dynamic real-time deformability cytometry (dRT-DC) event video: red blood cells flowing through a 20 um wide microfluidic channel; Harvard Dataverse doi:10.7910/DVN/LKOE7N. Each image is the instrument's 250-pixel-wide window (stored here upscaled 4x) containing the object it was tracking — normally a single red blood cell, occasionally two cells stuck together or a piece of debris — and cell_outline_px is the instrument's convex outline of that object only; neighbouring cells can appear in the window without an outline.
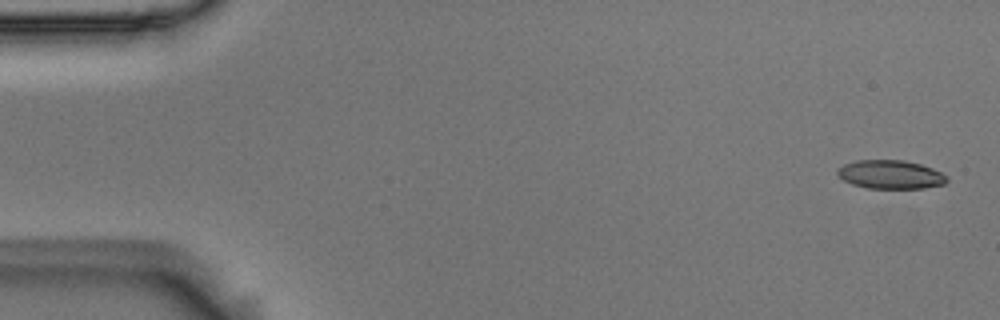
{"species": "Egyptian fruit bat (a non-hibernating species)", "species_latin": "Rousettus aegyptiacus", "temperature_condition": "room temperature", "stored_images_in_passage": 54, "camera_frame_rate_fps": 3000, "um_per_image_px": 0.085, "animal": {"sex": "male"}, "frame": {"image": 1, "passage_image": 1, "time_ms": 0.0, "image_size_px": [1000, 320], "cell_outline_px": [[948, 180], [944, 184], [924, 188], [868, 188], [852, 184], [844, 180], [836, 172], [836, 168], [844, 164], [856, 160], [904, 160], [920, 164], [932, 168], [948, 176]], "centroid_in_image_um": [75.69, 14.83], "position_along_channel_um": 9.3, "area_um2": 18.26}}
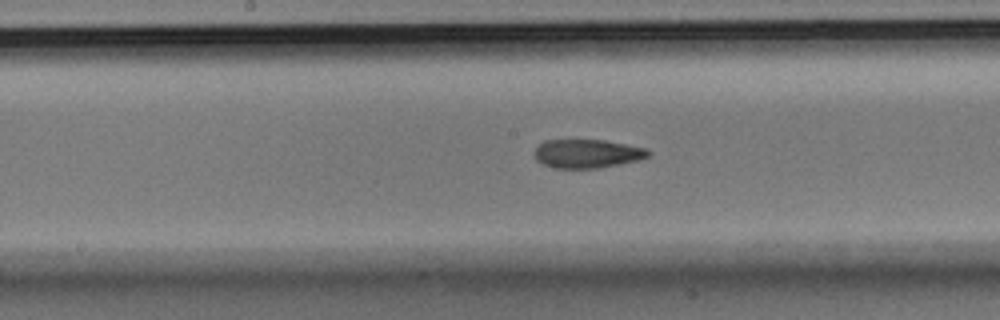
{"frame": {"image": 2, "passage_image": 27, "time_ms": 8.667, "image_size_px": [1000, 320], "cell_outline_px": [[652, 152], [648, 156], [636, 160], [620, 164], [600, 168], [556, 168], [544, 164], [536, 160], [532, 152], [544, 140], [604, 140], [648, 148]], "centroid_in_image_um": [49.9, 13.05], "position_along_channel_um": 198.3, "area_um2": 19.07}}
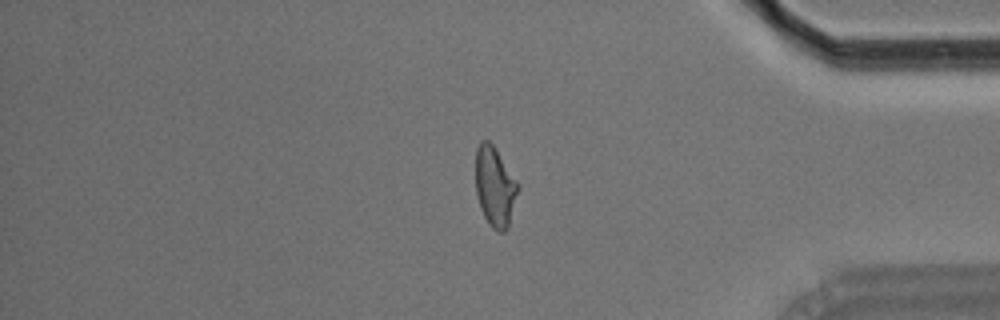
{"frame": {"image": 3, "passage_image": 45, "time_ms": 14.667, "image_size_px": [1000, 320], "cell_outline_px": [[520, 188], [508, 228], [504, 232], [500, 232], [492, 228], [488, 224], [480, 208], [476, 192], [476, 148], [480, 140], [488, 140], [496, 148], [520, 184]], "centroid_in_image_um": [42.09, 15.86], "position_along_channel_um": 393.1, "area_um2": 20.11}, "authors_computed_cell_mechanics": {"area_um2": 19.5075, "velocity_mm_per_s": 3.6781, "shape_relaxation_time_tau1_ms": null, "shape_relaxation_time_tau2_ms": 2.8581, "deformation_change_tau1": null, "deformation_change_tau2": 0.1056}}